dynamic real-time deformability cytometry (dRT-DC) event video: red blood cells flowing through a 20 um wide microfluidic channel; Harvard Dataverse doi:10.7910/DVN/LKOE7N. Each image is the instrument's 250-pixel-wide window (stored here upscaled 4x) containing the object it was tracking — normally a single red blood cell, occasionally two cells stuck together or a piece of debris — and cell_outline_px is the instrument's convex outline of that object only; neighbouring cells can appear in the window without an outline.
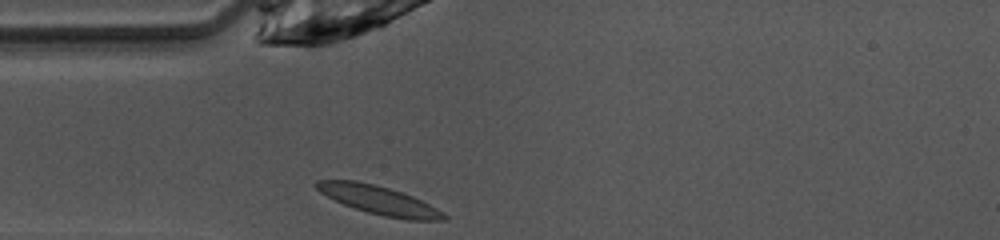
{"species": "common noctule bat (a hibernating species)", "species_latin": "Nyctalus noctula", "temperature_condition": "warm", "stored_images_in_passage": 27, "camera_frame_rate_fps": 3000, "um_per_image_px": 0.085, "animal": {"sex": "female", "body_mass_g": 10.0, "forearm_length_mm": 53.1}, "frame": {"image": 1, "passage_image": 1, "time_ms": 0.0, "image_size_px": [1000, 240], "cell_outline_px": [[448, 216], [444, 220], [404, 220], [384, 216], [368, 212], [344, 204], [320, 192], [312, 184], [316, 180], [356, 180], [388, 188], [412, 196], [444, 212]], "centroid_in_image_um": [32.2, 17.01], "position_along_channel_um": 52.8, "area_um2": 20.92}}
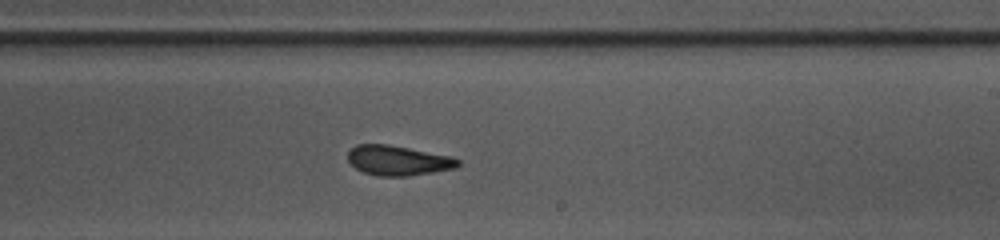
{"frame": {"image": 2, "passage_image": 16, "time_ms": 5.0, "image_size_px": [1000, 240], "cell_outline_px": [[460, 164], [456, 168], [408, 176], [376, 176], [364, 172], [356, 168], [348, 160], [348, 152], [356, 144], [388, 144], [452, 156], [460, 160]], "centroid_in_image_um": [33.85, 13.64], "position_along_channel_um": 255.2, "area_um2": 19.19}}
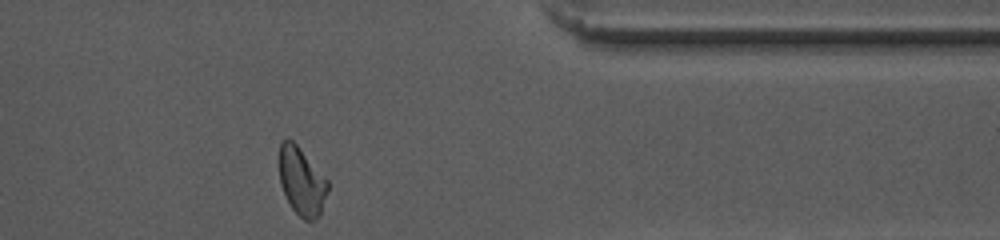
{"frame": {"image": 3, "passage_image": 27, "time_ms": 8.667, "image_size_px": [1000, 240], "cell_outline_px": [[328, 188], [320, 212], [316, 220], [304, 220], [292, 208], [280, 184], [280, 144], [284, 140], [292, 140], [300, 148], [328, 180]], "centroid_in_image_um": [25.65, 15.42], "position_along_channel_um": 385.8, "area_um2": 18.73}, "authors_computed_cell_mechanics": {"area_um2": 19.5942, "velocity_mm_per_s": 4.0795, "shape_relaxation_time_tau1_ms": 6.2117, "shape_relaxation_time_tau2_ms": 1.6015, "deformation_change_tau1": 0.1485, "deformation_change_tau2": 0.0813}}